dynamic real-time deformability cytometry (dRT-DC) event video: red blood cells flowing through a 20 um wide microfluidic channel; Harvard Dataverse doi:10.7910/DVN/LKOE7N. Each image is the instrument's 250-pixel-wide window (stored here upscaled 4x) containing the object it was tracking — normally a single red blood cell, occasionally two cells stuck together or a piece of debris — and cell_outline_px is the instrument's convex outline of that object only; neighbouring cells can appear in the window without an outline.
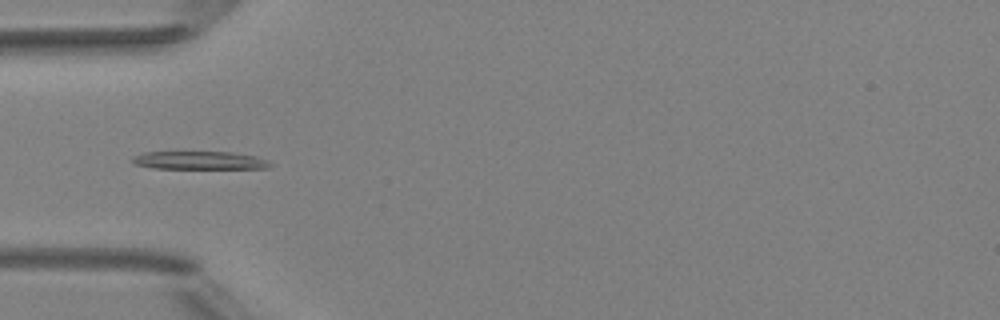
{"species": "Egyptian fruit bat (a non-hibernating species)", "species_latin": "Rousettus aegyptiacus", "temperature_condition": "room temperature", "stored_images_in_passage": 6, "camera_frame_rate_fps": 3000, "um_per_image_px": 0.085, "animal": {"sex": "female"}, "frame": {"image": 1, "passage_image": 5, "time_ms": 4.667, "image_size_px": [1000, 320], "cell_outline_px": [[272, 164], [268, 168], [152, 168], [136, 164], [132, 160], [132, 156], [144, 152], [232, 152], [256, 156], [268, 160]], "centroid_in_image_um": [16.97, 13.62], "position_along_channel_um": 68.0, "area_um2": 14.39}}
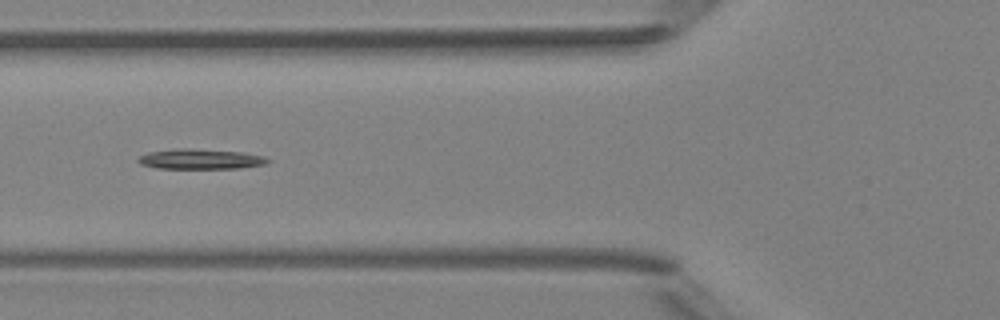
{"frame": {"image": 2, "passage_image": 6, "time_ms": 5.667, "image_size_px": [1000, 320], "cell_outline_px": [[272, 160], [268, 164], [240, 168], [156, 168], [140, 164], [136, 160], [140, 156], [148, 152], [176, 148], [192, 148], [244, 152], [264, 156]], "centroid_in_image_um": [17.08, 13.51], "position_along_channel_um": 108.7, "area_um2": 15.43}}